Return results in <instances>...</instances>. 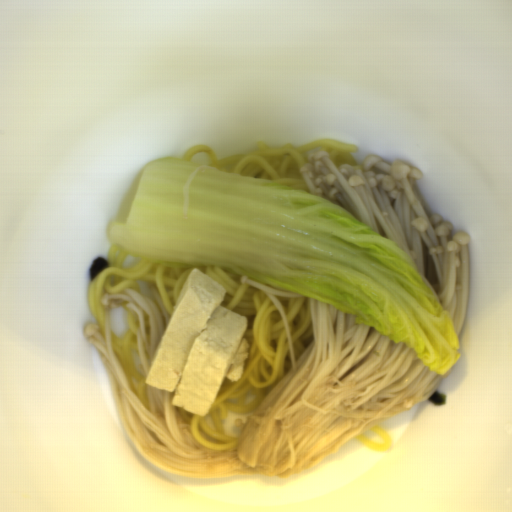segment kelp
Here are the masks:
<instances>
[{"label":"kelp","mask_w":512,"mask_h":512,"mask_svg":"<svg viewBox=\"0 0 512 512\" xmlns=\"http://www.w3.org/2000/svg\"><path fill=\"white\" fill-rule=\"evenodd\" d=\"M427 400L434 404L435 406H443L446 405L447 402L446 395H444L437 389L431 394V396Z\"/></svg>","instance_id":"2"},{"label":"kelp","mask_w":512,"mask_h":512,"mask_svg":"<svg viewBox=\"0 0 512 512\" xmlns=\"http://www.w3.org/2000/svg\"><path fill=\"white\" fill-rule=\"evenodd\" d=\"M109 266V263L106 262L102 257H97L94 260H92L90 266H89V275L91 281L96 276L97 273L104 270L106 267Z\"/></svg>","instance_id":"1"}]
</instances>
